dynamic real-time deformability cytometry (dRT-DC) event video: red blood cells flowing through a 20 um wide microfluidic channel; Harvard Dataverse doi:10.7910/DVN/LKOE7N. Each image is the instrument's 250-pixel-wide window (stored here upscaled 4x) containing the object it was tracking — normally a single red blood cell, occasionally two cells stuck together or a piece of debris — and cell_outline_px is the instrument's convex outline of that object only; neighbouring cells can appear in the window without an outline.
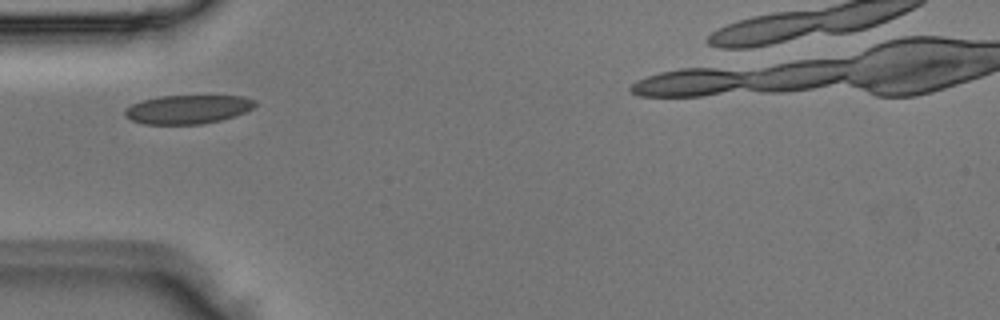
{"species": "Egyptian fruit bat (a non-hibernating species)", "species_latin": "Rousettus aegyptiacus", "temperature_condition": "room temperature", "stored_images_in_passage": 3, "camera_frame_rate_fps": 3000, "um_per_image_px": 0.085, "animal": {"sex": "male"}, "frame": {"image": 1, "passage_image": 2, "time_ms": 0.333, "image_size_px": [1000, 320], "cell_outline_px": [[256, 104], [252, 108], [236, 116], [220, 120], [200, 124], [144, 124], [132, 120], [124, 116], [124, 108], [140, 100], [160, 96], [244, 96], [256, 100]], "centroid_in_image_um": [15.93, 9.29], "position_along_channel_um": 69.1, "area_um2": 21.91}}
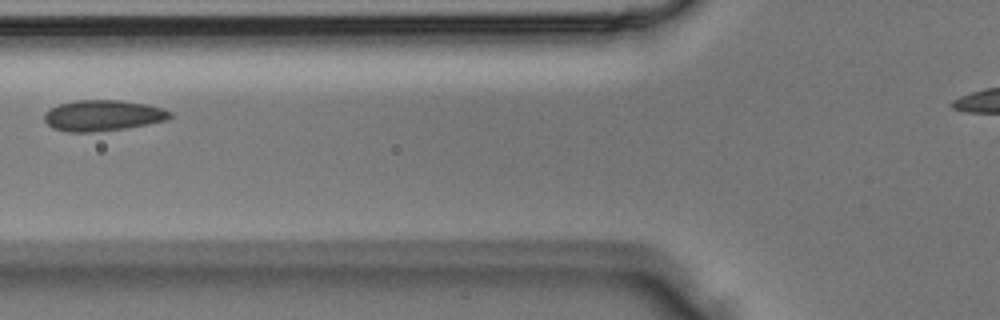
{"frame": {"image": 2, "passage_image": 3, "time_ms": 0.667, "image_size_px": [1000, 320], "cell_outline_px": [[172, 116], [168, 120], [128, 128], [92, 132], [68, 132], [52, 128], [44, 120], [44, 112], [48, 108], [60, 104], [76, 100], [120, 100], [148, 104], [164, 108], [172, 112]], "centroid_in_image_um": [8.76, 9.81], "position_along_channel_um": 117.0, "area_um2": 22.95}}